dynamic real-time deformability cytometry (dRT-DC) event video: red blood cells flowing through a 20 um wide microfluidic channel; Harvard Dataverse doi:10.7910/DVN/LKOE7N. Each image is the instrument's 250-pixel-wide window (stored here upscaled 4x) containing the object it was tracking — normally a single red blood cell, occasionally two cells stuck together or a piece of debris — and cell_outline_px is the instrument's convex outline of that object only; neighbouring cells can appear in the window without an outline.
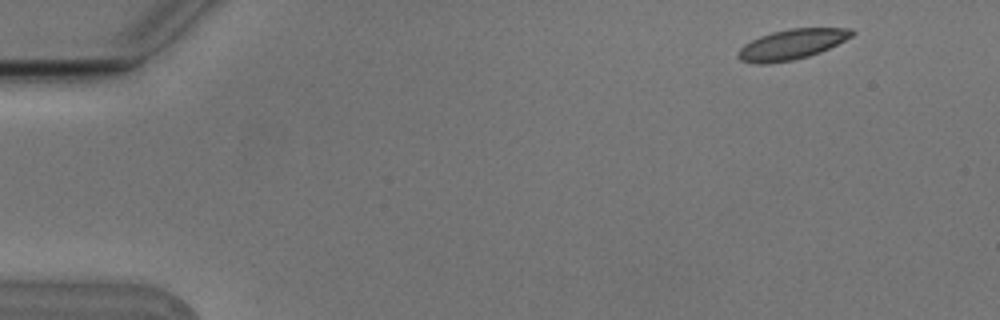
{"species": "Egyptian fruit bat (a non-hibernating species)", "species_latin": "Rousettus aegyptiacus", "temperature_condition": "cold", "stored_images_in_passage": 4, "camera_frame_rate_fps": 3000, "um_per_image_px": 0.085, "animal": {"sex": "male"}, "frame": {"image": 1, "passage_image": 1, "time_ms": 0.0, "image_size_px": [1000, 320], "cell_outline_px": [[856, 32], [852, 36], [820, 52], [808, 56], [792, 60], [768, 64], [756, 64], [740, 60], [736, 56], [740, 48], [744, 44], [760, 36], [772, 32], [788, 28], [852, 28]], "centroid_in_image_um": [67.27, 3.77], "position_along_channel_um": 17.7, "area_um2": 20.0}}